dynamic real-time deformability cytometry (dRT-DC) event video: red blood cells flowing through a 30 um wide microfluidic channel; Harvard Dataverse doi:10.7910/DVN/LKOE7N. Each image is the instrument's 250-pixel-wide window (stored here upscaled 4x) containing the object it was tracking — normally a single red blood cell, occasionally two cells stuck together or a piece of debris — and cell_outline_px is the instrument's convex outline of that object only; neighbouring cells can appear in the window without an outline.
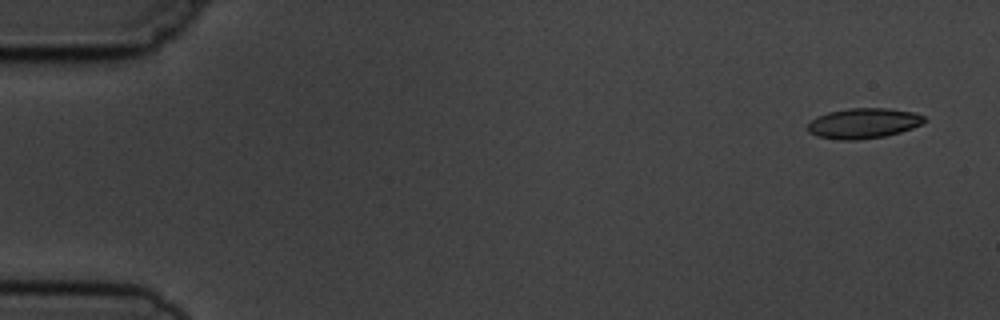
{"species": "common noctule bat (a hibernating species)", "species_latin": "Nyctalus noctula", "temperature_condition": "cold", "stored_images_in_passage": 6, "camera_frame_rate_fps": 3000, "um_per_image_px": 0.085, "animal": {"sex": "male", "body_mass_g": 19.5, "forearm_length_mm": 54.6}, "frame": {"image": 1, "passage_image": 1, "time_ms": 0.0, "image_size_px": [1000, 320], "cell_outline_px": [[928, 120], [912, 128], [900, 132], [884, 136], [860, 140], [840, 140], [816, 136], [808, 132], [808, 124], [812, 120], [828, 112], [848, 108], [888, 108], [916, 112], [924, 116]], "centroid_in_image_um": [73.42, 10.48], "position_along_channel_um": 11.6, "area_um2": 20.63}}
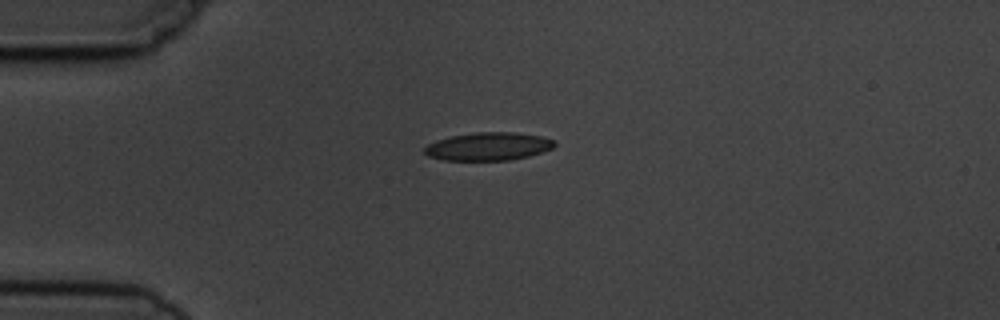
{"frame": {"image": 2, "passage_image": 4, "time_ms": 3.667, "image_size_px": [1000, 320], "cell_outline_px": [[556, 144], [552, 148], [528, 156], [508, 160], [444, 160], [428, 156], [424, 152], [424, 148], [428, 144], [436, 140], [448, 136], [476, 132], [512, 132], [544, 136], [556, 140]], "centroid_in_image_um": [41.51, 12.43], "position_along_channel_um": 43.5, "area_um2": 21.33}}
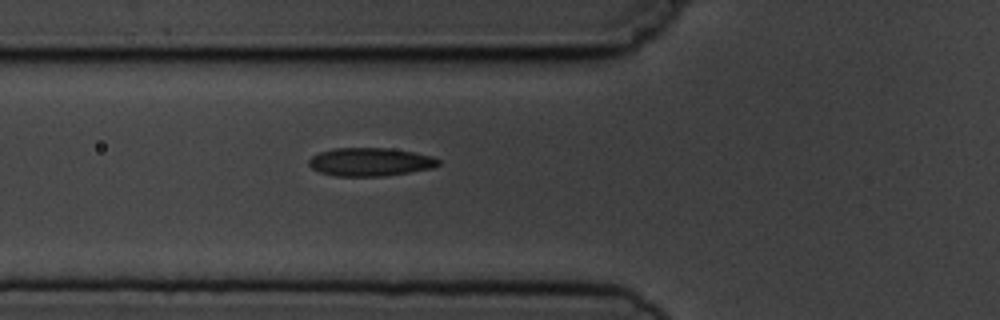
{"frame": {"image": 3, "passage_image": 6, "time_ms": 5.667, "image_size_px": [1000, 320], "cell_outline_px": [[440, 164], [432, 168], [384, 176], [336, 176], [320, 172], [312, 168], [308, 164], [308, 160], [312, 156], [320, 152], [336, 148], [392, 148], [432, 156], [440, 160]], "centroid_in_image_um": [31.46, 13.76], "position_along_channel_um": 94.3, "area_um2": 21.27}}